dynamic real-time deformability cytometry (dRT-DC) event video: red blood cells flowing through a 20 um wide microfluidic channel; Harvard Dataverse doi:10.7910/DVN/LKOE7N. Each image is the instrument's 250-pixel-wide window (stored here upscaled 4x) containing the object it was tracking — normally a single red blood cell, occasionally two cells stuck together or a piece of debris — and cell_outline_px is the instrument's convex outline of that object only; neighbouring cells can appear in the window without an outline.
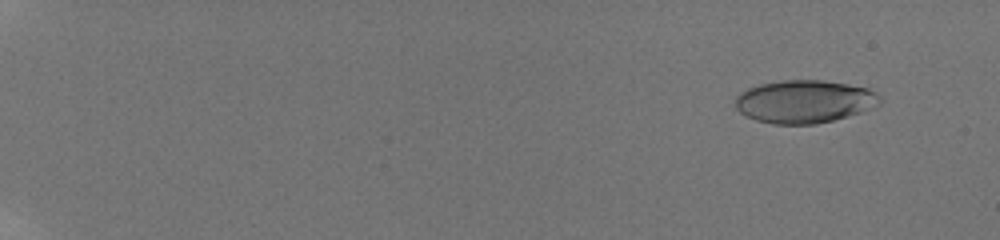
{"species": "human", "species_latin": "Homo sapiens", "temperature_condition": "room temperature", "stored_images_in_passage": 28, "camera_frame_rate_fps": 3000, "um_per_image_px": 0.085, "donor": {"sex": "male"}, "frame": {"image": 1, "passage_image": 7, "time_ms": 1.667, "image_size_px": [1000, 240], "cell_outline_px": [[880, 104], [872, 108], [848, 116], [816, 124], [772, 124], [756, 120], [744, 116], [736, 108], [736, 96], [740, 92], [748, 88], [760, 84], [784, 80], [824, 80], [848, 84], [868, 88], [876, 92], [880, 96]], "centroid_in_image_um": [68.37, 8.63], "position_along_channel_um": 16.6, "area_um2": 36.24}}
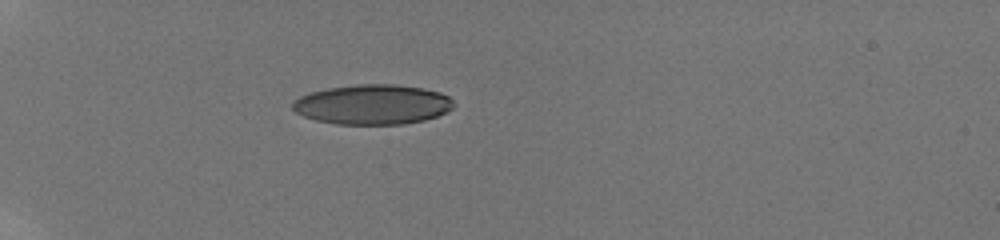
{"frame": {"image": 2, "passage_image": 23, "time_ms": 6.667, "image_size_px": [1000, 240], "cell_outline_px": [[456, 104], [452, 108], [436, 116], [424, 120], [404, 124], [336, 124], [316, 120], [304, 116], [296, 112], [292, 108], [292, 100], [308, 92], [328, 88], [356, 84], [396, 84], [424, 88], [440, 92], [448, 96]], "centroid_in_image_um": [31.65, 8.87], "position_along_channel_um": 53.3, "area_um2": 37.63}}